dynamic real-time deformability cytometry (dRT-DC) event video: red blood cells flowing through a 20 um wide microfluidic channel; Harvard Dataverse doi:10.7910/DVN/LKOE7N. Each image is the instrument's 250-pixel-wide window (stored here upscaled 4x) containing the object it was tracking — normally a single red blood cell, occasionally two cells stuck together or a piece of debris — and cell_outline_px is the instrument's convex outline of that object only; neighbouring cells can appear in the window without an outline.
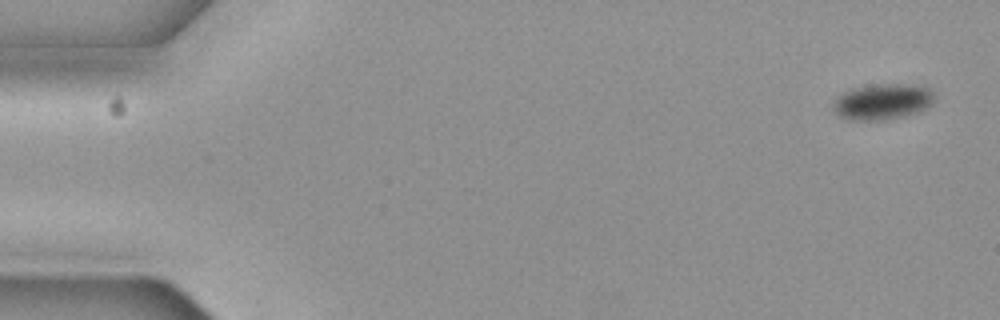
{"species": "common noctule bat (a hibernating species)", "species_latin": "Nyctalus noctula", "temperature_condition": "cold", "stored_images_in_passage": 2, "camera_frame_rate_fps": 3000, "um_per_image_px": 0.085, "animal": {"sex": "female", "body_mass_g": 19.3, "forearm_length_mm": 54.1}, "frame": {"image": 1, "passage_image": 2, "time_ms": 0.333, "image_size_px": [1000, 320], "cell_outline_px": [[932, 100], [924, 108], [916, 112], [904, 116], [884, 120], [852, 120], [840, 116], [832, 108], [832, 104], [844, 92], [852, 88], [876, 84], [908, 84], [928, 88], [932, 92]], "centroid_in_image_um": [74.96, 8.64], "position_along_channel_um": 10.0, "area_um2": 20.69}}